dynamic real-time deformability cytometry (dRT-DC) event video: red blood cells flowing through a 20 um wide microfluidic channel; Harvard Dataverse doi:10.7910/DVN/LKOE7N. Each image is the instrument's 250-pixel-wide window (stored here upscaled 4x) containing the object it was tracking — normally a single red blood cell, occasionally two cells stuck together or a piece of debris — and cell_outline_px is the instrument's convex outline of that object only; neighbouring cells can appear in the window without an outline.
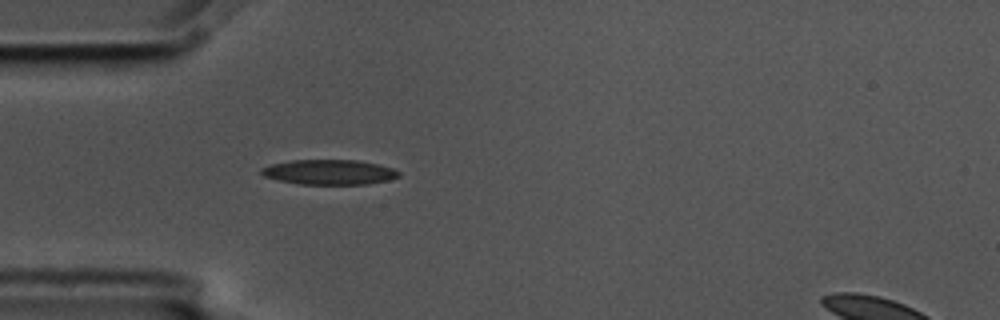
{"species": "common noctule bat (a hibernating species)", "species_latin": "Nyctalus noctula", "temperature_condition": "cold", "stored_images_in_passage": 5, "camera_frame_rate_fps": 3000, "um_per_image_px": 0.085, "animal": {"sex": "male", "body_mass_g": 17.5, "forearm_length_mm": 52.3}, "frame": {"image": 1, "passage_image": 5, "time_ms": 1.333, "image_size_px": [1000, 320], "cell_outline_px": [[400, 176], [388, 180], [368, 184], [300, 184], [280, 180], [264, 176], [260, 172], [260, 168], [272, 164], [292, 160], [356, 160], [376, 164], [392, 168], [400, 172]], "centroid_in_image_um": [27.99, 14.63], "position_along_channel_um": 57.0, "area_um2": 19.83}}